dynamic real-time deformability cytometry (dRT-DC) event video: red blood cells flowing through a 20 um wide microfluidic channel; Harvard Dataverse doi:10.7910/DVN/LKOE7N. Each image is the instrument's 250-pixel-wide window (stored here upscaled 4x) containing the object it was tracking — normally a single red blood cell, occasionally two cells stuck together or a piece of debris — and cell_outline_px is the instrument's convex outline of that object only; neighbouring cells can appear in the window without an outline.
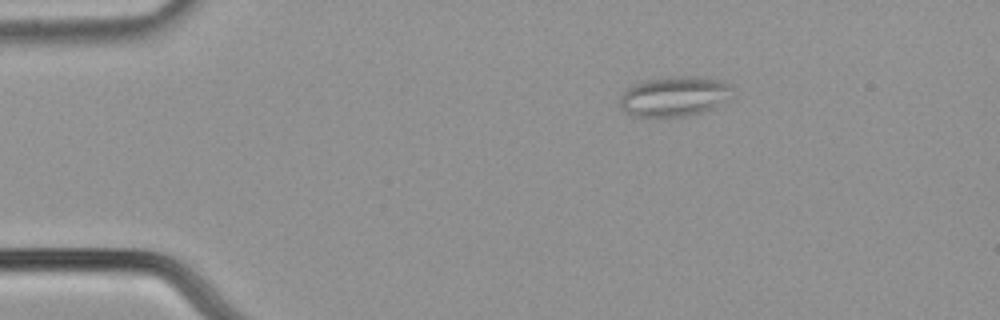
{"species": "common noctule bat (a hibernating species)", "species_latin": "Nyctalus noctula", "temperature_condition": "cold", "stored_images_in_passage": 38, "camera_frame_rate_fps": 3000, "um_per_image_px": 0.085, "animal": {"sex": "male", "body_mass_g": 21.5, "forearm_length_mm": 52.0}, "frame": {"image": 1, "passage_image": 1, "time_ms": 0.0, "image_size_px": [1000, 320], "cell_outline_px": [[732, 96], [712, 108], [704, 112], [684, 116], [636, 116], [620, 108], [620, 96], [624, 88], [644, 80], [668, 76], [704, 76], [720, 80], [732, 84]], "centroid_in_image_um": [57.33, 8.16], "position_along_channel_um": 27.7, "area_um2": 26.53}}
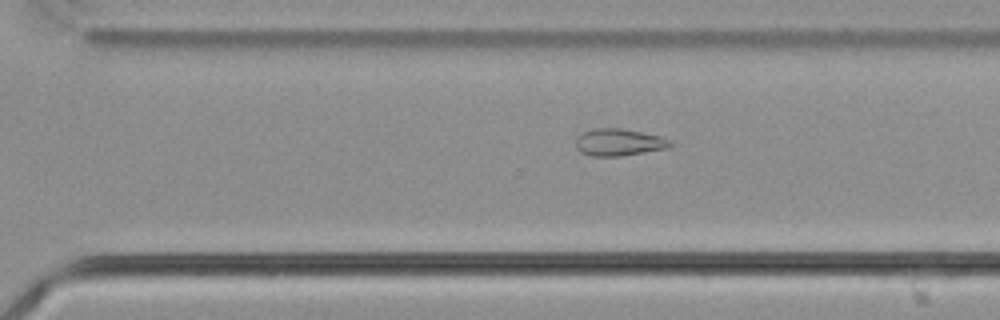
{"frame": {"image": 2, "passage_image": 29, "time_ms": 9.333, "image_size_px": [1000, 320], "cell_outline_px": [[672, 144], [664, 148], [620, 156], [592, 156], [580, 152], [576, 148], [576, 140], [584, 132], [592, 128], [620, 128], [660, 136], [672, 140]], "centroid_in_image_um": [52.57, 12.09], "position_along_channel_um": 318.0, "area_um2": 14.62}}
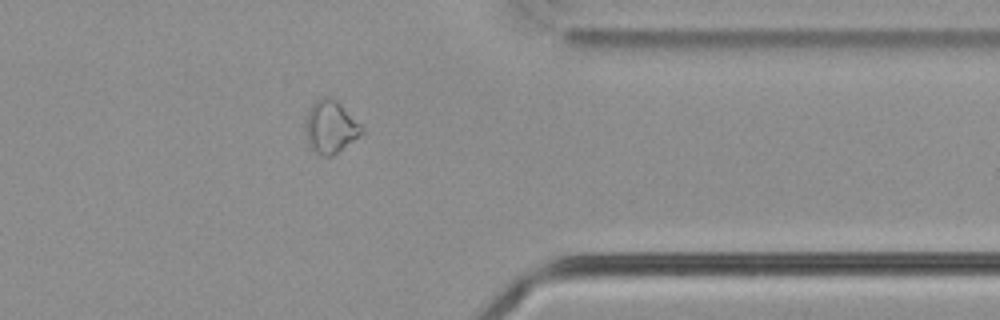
{"frame": {"image": 3, "passage_image": 35, "time_ms": 11.333, "image_size_px": [1000, 320], "cell_outline_px": [[364, 132], [332, 156], [324, 156], [316, 152], [308, 144], [304, 124], [308, 108], [320, 96], [332, 96], [364, 128]], "centroid_in_image_um": [28.06, 10.75], "position_along_channel_um": 383.3, "area_um2": 17.22}}